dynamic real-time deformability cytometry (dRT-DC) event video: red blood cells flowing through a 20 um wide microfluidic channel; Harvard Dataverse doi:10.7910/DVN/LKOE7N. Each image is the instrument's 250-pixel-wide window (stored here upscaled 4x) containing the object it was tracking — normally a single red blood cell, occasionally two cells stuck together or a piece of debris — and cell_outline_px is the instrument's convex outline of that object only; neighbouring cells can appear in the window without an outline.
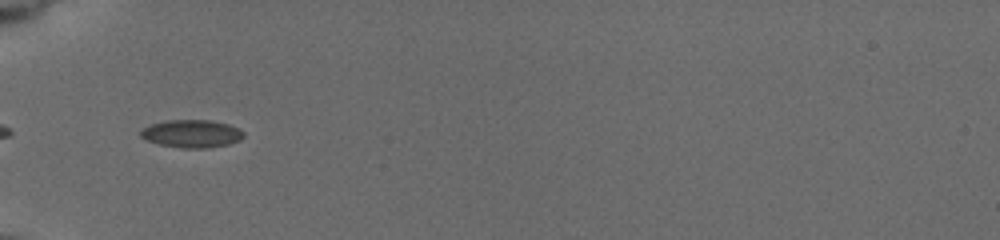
{"species": "common noctule bat (a hibernating species)", "species_latin": "Nyctalus noctula", "temperature_condition": "cold", "stored_images_in_passage": 13, "camera_frame_rate_fps": 3000, "um_per_image_px": 0.085, "animal": {"sex": "female", "body_mass_g": 19.5, "forearm_length_mm": 54.1}, "frame": {"image": 1, "passage_image": 11, "time_ms": 6.0, "image_size_px": [1000, 240], "cell_outline_px": [[244, 136], [240, 140], [228, 144], [208, 148], [180, 148], [160, 144], [148, 140], [140, 136], [140, 132], [144, 128], [152, 124], [164, 120], [208, 120], [228, 124], [244, 132]], "centroid_in_image_um": [16.3, 11.36], "position_along_channel_um": 68.7, "area_um2": 16.53}}
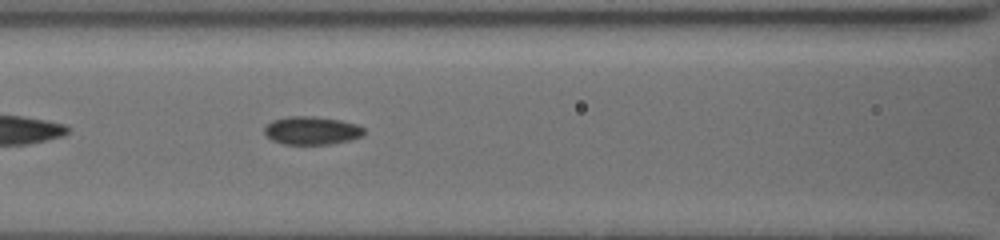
{"frame": {"image": 2, "passage_image": 13, "time_ms": 8.0, "image_size_px": [1000, 240], "cell_outline_px": [[364, 132], [360, 136], [352, 140], [328, 144], [284, 144], [272, 140], [264, 132], [264, 128], [272, 120], [288, 116], [316, 116], [340, 120], [356, 124], [364, 128]], "centroid_in_image_um": [26.49, 11.09], "position_along_channel_um": 140.1, "area_um2": 16.3}}